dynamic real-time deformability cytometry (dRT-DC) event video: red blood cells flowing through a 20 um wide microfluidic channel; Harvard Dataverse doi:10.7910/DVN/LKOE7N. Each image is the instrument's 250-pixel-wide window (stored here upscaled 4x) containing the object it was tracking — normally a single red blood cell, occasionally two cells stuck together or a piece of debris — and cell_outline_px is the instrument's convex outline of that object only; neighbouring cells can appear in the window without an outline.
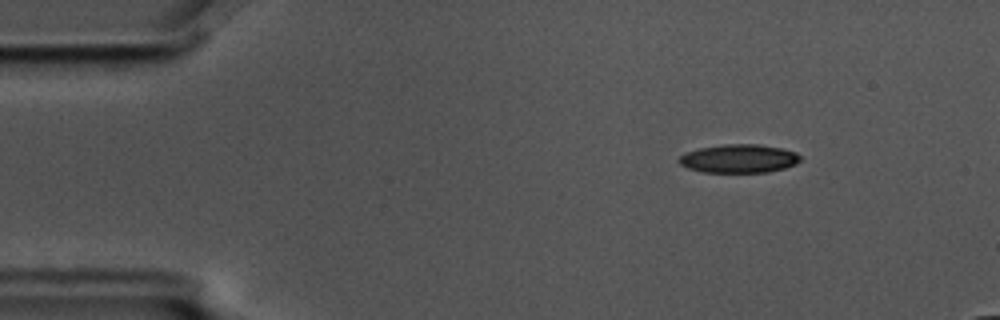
{"species": "common noctule bat (a hibernating species)", "species_latin": "Nyctalus noctula", "temperature_condition": "cold", "stored_images_in_passage": 5, "camera_frame_rate_fps": 3000, "um_per_image_px": 0.085, "animal": {"sex": "male", "body_mass_g": 17.5, "forearm_length_mm": 52.3}, "frame": {"image": 1, "passage_image": 2, "time_ms": 0.333, "image_size_px": [1000, 320], "cell_outline_px": [[800, 160], [796, 164], [784, 168], [768, 172], [704, 172], [688, 168], [680, 164], [676, 160], [684, 152], [700, 148], [724, 144], [760, 144], [780, 148], [796, 152], [800, 156]], "centroid_in_image_um": [62.78, 13.47], "position_along_channel_um": 22.2, "area_um2": 20.17}}